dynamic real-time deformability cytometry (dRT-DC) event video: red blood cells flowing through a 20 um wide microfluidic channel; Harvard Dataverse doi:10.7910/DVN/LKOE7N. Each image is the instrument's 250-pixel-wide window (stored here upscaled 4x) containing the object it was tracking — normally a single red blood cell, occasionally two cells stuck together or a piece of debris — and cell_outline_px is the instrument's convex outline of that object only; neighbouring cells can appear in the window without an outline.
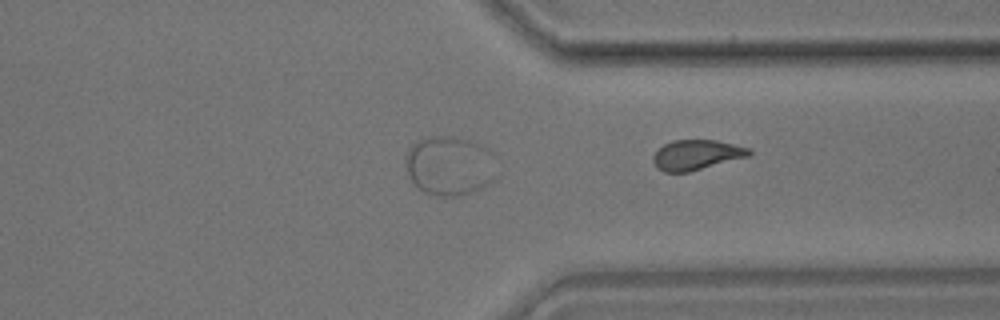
{"species": "common noctule bat (a hibernating species)", "species_latin": "Nyctalus noctula", "temperature_condition": "room temperature", "stored_images_in_passage": 28, "segment_of_instrument_passage": [2, 2], "camera_frame_rate_fps": 3000, "um_per_image_px": 0.085, "animal": {"sex": "male", "body_mass_g": 17.9}, "frame": {"image": 1, "passage_image": 28, "time_ms": 9.0, "image_size_px": [1000, 320], "cell_outline_px": [[752, 156], [688, 172], [664, 172], [656, 168], [652, 160], [652, 156], [664, 144], [672, 140], [716, 140], [748, 148], [752, 152]], "centroid_in_image_um": [59.2, 13.17], "position_along_channel_um": 352.2, "area_um2": 16.88}}